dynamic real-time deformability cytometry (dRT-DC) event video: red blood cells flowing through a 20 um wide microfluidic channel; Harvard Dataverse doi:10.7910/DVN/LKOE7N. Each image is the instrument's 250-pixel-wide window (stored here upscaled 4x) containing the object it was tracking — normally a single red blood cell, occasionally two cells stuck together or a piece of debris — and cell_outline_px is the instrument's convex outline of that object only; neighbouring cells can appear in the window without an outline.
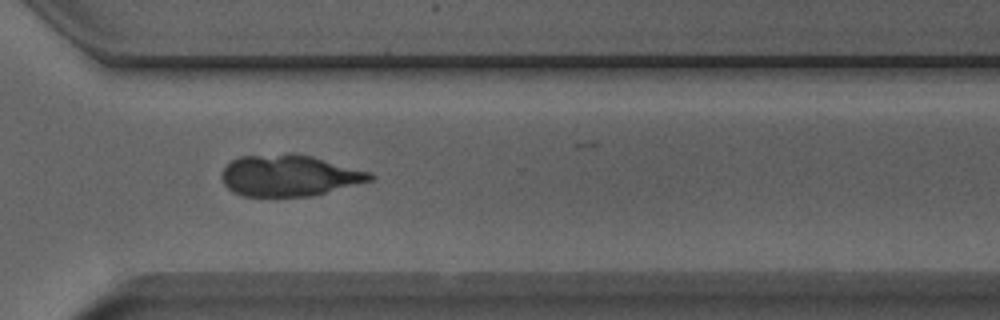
{"species": "Egyptian fruit bat (a non-hibernating species)", "species_latin": "Rousettus aegyptiacus", "temperature_condition": "room temperature", "stored_images_in_passage": 45, "camera_frame_rate_fps": 3000, "um_per_image_px": 0.085, "animal": {"sex": "male"}, "frame": {"image": 1, "passage_image": 37, "time_ms": 12.0, "image_size_px": [1000, 320], "cell_outline_px": [[376, 176], [372, 180], [312, 196], [244, 196], [232, 192], [224, 184], [220, 176], [224, 168], [232, 160], [240, 156], [312, 156], [372, 172]], "centroid_in_image_um": [24.6, 14.96], "position_along_channel_um": 346.0, "area_um2": 34.97}}
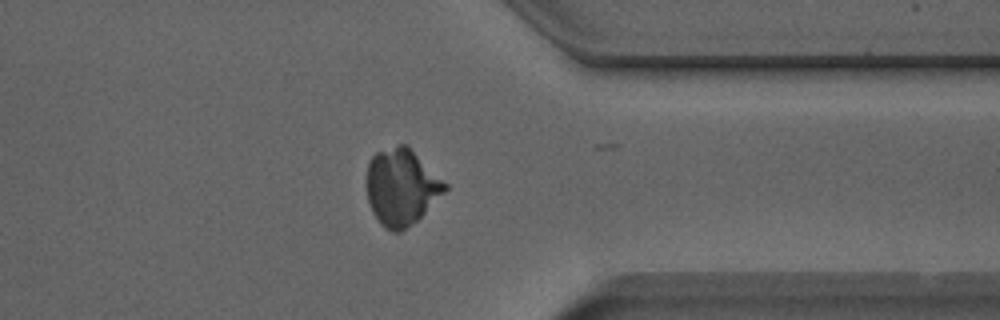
{"frame": {"image": 2, "passage_image": 40, "time_ms": 13.0, "image_size_px": [1000, 320], "cell_outline_px": [[448, 188], [416, 220], [400, 232], [392, 232], [384, 228], [380, 224], [372, 212], [368, 200], [364, 180], [368, 164], [372, 156], [376, 152], [400, 144], [404, 144], [448, 184]], "centroid_in_image_um": [34.06, 15.91], "position_along_channel_um": 377.3, "area_um2": 34.56}}